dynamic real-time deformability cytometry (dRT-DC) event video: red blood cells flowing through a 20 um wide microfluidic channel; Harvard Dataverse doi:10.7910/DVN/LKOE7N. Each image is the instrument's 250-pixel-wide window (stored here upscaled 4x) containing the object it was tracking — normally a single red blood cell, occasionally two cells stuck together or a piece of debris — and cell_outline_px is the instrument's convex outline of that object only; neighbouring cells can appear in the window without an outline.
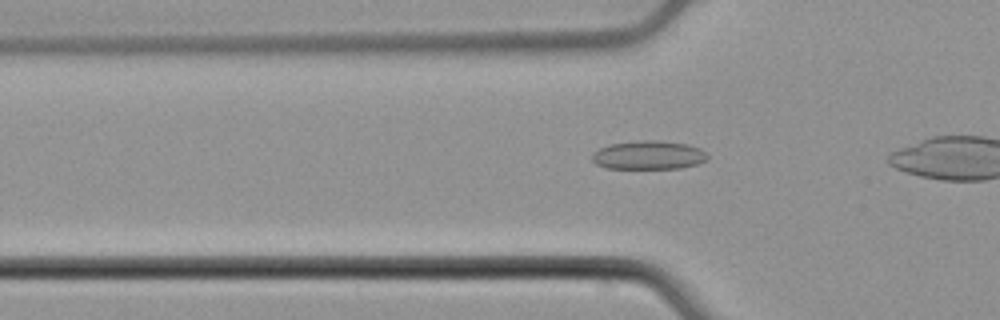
{"species": "common noctule bat (a hibernating species)", "species_latin": "Nyctalus noctula", "temperature_condition": "cold", "stored_images_in_passage": 37, "camera_frame_rate_fps": 3000, "um_per_image_px": 0.085, "animal": {"sex": "male", "body_mass_g": 21.5, "forearm_length_mm": 52.0}, "frame": {"image": 1, "passage_image": 13, "time_ms": 4.0, "image_size_px": [1000, 320], "cell_outline_px": [[708, 160], [700, 164], [680, 168], [604, 168], [596, 164], [592, 160], [592, 152], [608, 144], [644, 140], [656, 140], [688, 144], [700, 148], [708, 156]], "centroid_in_image_um": [55.13, 13.18], "position_along_channel_um": 70.7, "area_um2": 19.42}}
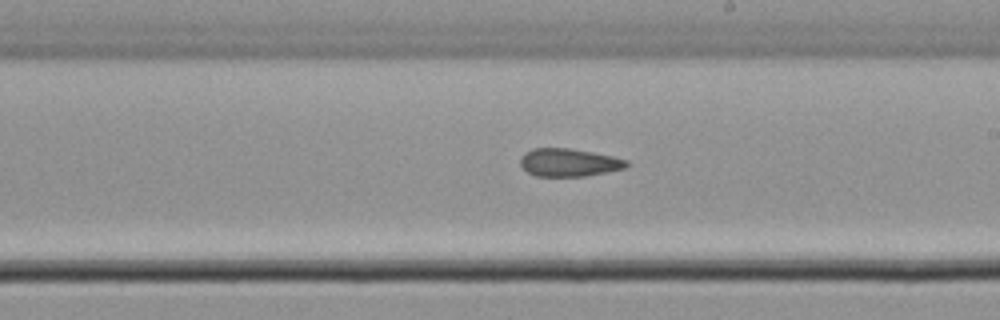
{"frame": {"image": 2, "passage_image": 26, "time_ms": 8.333, "image_size_px": [1000, 320], "cell_outline_px": [[628, 164], [624, 168], [608, 172], [584, 176], [536, 176], [528, 172], [520, 164], [520, 156], [524, 152], [532, 148], [568, 148], [592, 152], [612, 156], [628, 160]], "centroid_in_image_um": [48.33, 13.8], "position_along_channel_um": 240.7, "area_um2": 17.28}}
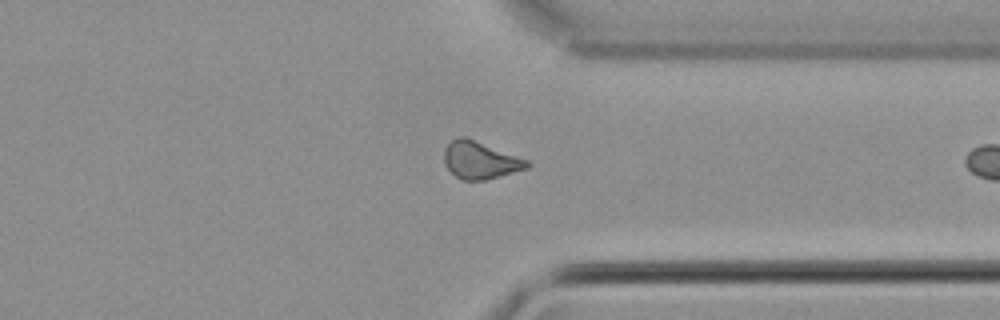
{"frame": {"image": 3, "passage_image": 36, "time_ms": 11.667, "image_size_px": [1000, 320], "cell_outline_px": [[532, 164], [528, 168], [484, 180], [460, 180], [444, 164], [444, 148], [452, 140], [460, 136], [464, 136], [528, 160]], "centroid_in_image_um": [40.8, 13.62], "position_along_channel_um": 370.6, "area_um2": 17.86}}